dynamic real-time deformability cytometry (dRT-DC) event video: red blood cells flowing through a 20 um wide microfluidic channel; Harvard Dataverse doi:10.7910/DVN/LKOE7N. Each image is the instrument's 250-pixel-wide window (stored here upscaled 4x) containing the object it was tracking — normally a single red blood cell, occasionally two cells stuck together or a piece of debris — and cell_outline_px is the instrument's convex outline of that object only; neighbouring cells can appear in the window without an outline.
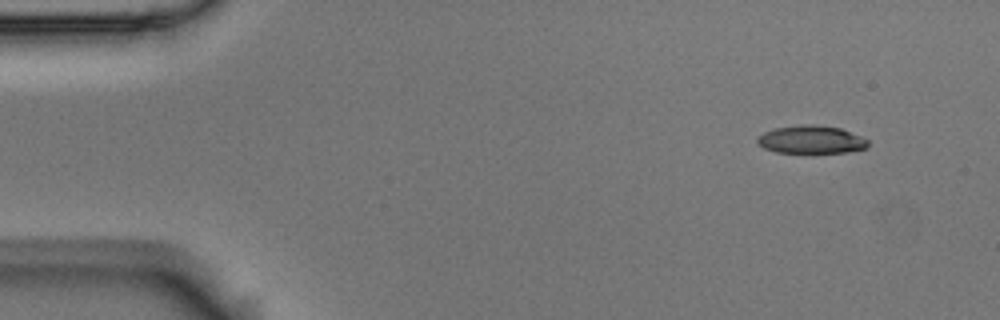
{"species": "Egyptian fruit bat (a non-hibernating species)", "species_latin": "Rousettus aegyptiacus", "temperature_condition": "room temperature", "stored_images_in_passage": 4, "camera_frame_rate_fps": 3000, "um_per_image_px": 0.085, "animal": {"sex": "male"}, "frame": {"image": 1, "passage_image": 1, "time_ms": 0.0, "image_size_px": [1000, 320], "cell_outline_px": [[868, 148], [844, 152], [776, 152], [764, 148], [756, 140], [764, 132], [776, 128], [800, 124], [812, 124], [840, 128], [860, 136], [868, 140]], "centroid_in_image_um": [68.96, 11.86], "position_along_channel_um": 16.0, "area_um2": 17.74}}
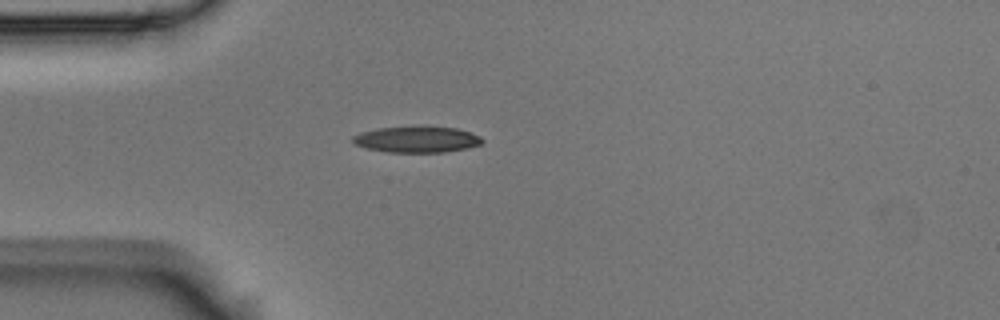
{"frame": {"image": 2, "passage_image": 4, "time_ms": 1.0, "image_size_px": [1000, 320], "cell_outline_px": [[484, 140], [480, 144], [468, 148], [444, 152], [388, 152], [368, 148], [356, 144], [352, 140], [352, 136], [360, 132], [376, 128], [412, 124], [424, 124], [456, 128], [480, 136]], "centroid_in_image_um": [35.42, 11.8], "position_along_channel_um": 49.6, "area_um2": 20.4}}